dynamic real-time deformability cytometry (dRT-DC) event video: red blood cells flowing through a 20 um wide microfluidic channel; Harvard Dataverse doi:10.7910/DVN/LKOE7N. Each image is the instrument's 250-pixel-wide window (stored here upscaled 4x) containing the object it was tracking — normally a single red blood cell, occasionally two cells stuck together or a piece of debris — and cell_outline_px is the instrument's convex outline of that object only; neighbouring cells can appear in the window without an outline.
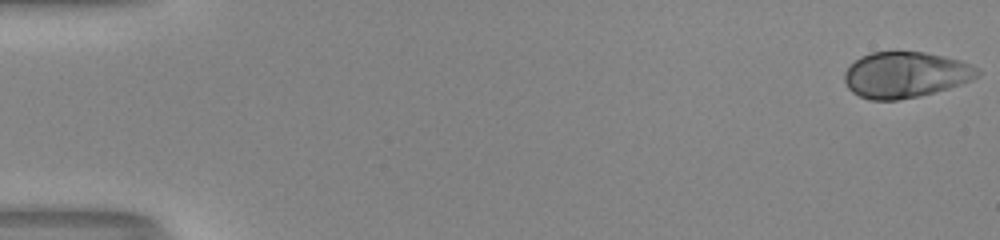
{"species": "human", "species_latin": "Homo sapiens", "temperature_condition": "room temperature", "stored_images_in_passage": 53, "camera_frame_rate_fps": 3000, "um_per_image_px": 0.085, "donor": {"sex": "male"}, "frame": {"image": 1, "passage_image": 1, "time_ms": 0.0, "image_size_px": [1000, 240], "cell_outline_px": [[980, 72], [972, 80], [948, 88], [916, 96], [896, 100], [872, 100], [860, 96], [852, 92], [848, 88], [844, 80], [844, 72], [860, 56], [872, 52], [924, 52], [944, 56], [960, 60], [976, 68]], "centroid_in_image_um": [76.93, 6.35], "position_along_channel_um": 8.1, "area_um2": 35.14}}
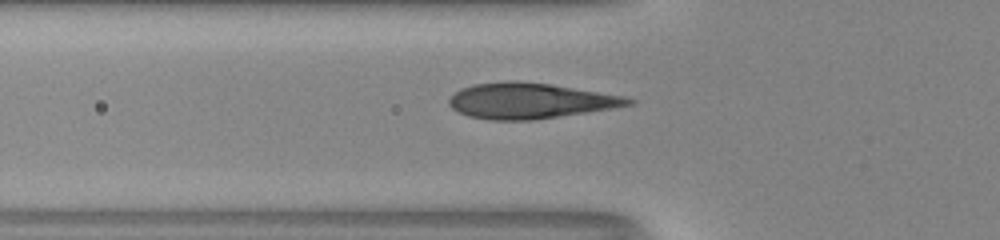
{"frame": {"image": 2, "passage_image": 20, "time_ms": 6.333, "image_size_px": [1000, 240], "cell_outline_px": [[636, 100], [632, 104], [584, 112], [532, 120], [492, 120], [468, 116], [452, 108], [448, 104], [448, 100], [460, 88], [472, 84], [508, 80], [516, 80], [552, 84], [624, 96]], "centroid_in_image_um": [44.99, 8.55], "position_along_channel_um": 80.8, "area_um2": 36.93}}
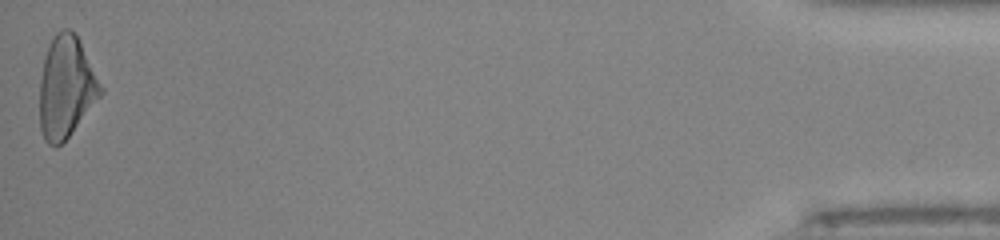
{"frame": {"image": 3, "passage_image": 53, "time_ms": 17.333, "image_size_px": [1000, 240], "cell_outline_px": [[104, 92], [68, 136], [56, 148], [48, 144], [44, 140], [40, 128], [40, 80], [44, 56], [48, 44], [52, 36], [56, 32], [64, 28], [68, 28], [76, 36], [104, 88]], "centroid_in_image_um": [5.6, 7.41], "position_along_channel_um": 429.6, "area_um2": 35.89}}